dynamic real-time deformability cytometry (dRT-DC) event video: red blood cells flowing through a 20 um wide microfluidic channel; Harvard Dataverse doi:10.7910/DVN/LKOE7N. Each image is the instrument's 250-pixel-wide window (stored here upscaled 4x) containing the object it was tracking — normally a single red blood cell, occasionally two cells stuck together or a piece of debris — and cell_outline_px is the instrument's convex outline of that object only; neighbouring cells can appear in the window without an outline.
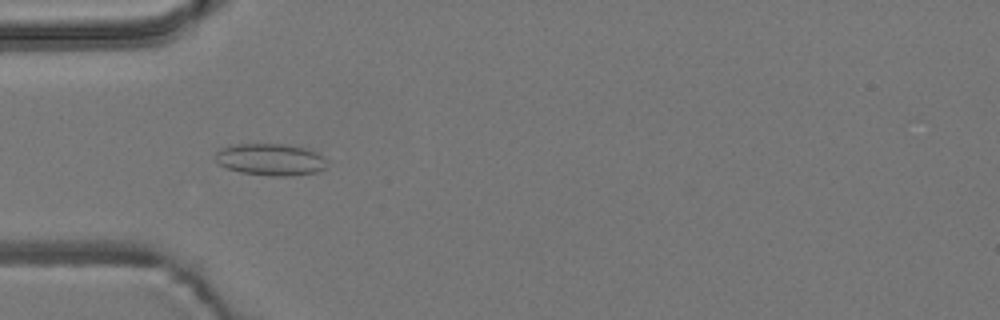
{"species": "common noctule bat (a hibernating species)", "species_latin": "Nyctalus noctula", "temperature_condition": "room temperature", "stored_images_in_passage": 5, "camera_frame_rate_fps": 3000, "um_per_image_px": 0.085, "animal": {"sex": "male", "body_mass_g": 19.2, "forearm_length_mm": 51.8}, "frame": {"image": 1, "passage_image": 5, "time_ms": 4.667, "image_size_px": [1000, 320], "cell_outline_px": [[324, 168], [316, 172], [288, 176], [272, 176], [240, 172], [228, 168], [220, 164], [216, 160], [216, 152], [220, 148], [236, 144], [288, 144], [304, 148], [316, 152], [324, 160]], "centroid_in_image_um": [22.95, 13.55], "position_along_channel_um": 62.0, "area_um2": 20.4}}